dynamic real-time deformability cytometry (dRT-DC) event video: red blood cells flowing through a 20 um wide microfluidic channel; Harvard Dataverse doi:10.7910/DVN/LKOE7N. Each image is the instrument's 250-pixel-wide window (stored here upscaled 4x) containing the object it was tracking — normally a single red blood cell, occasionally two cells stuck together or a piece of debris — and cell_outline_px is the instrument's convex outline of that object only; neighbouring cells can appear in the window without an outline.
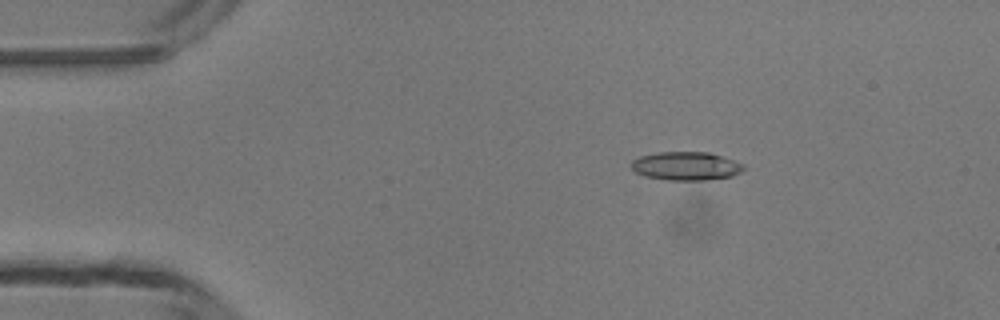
{"species": "common noctule bat (a hibernating species)", "species_latin": "Nyctalus noctula", "temperature_condition": "room temperature", "stored_images_in_passage": 5, "camera_frame_rate_fps": 3000, "um_per_image_px": 0.085, "animal": {"sex": "male", "body_mass_g": 13.3}, "frame": {"image": 1, "passage_image": 3, "time_ms": 2.333, "image_size_px": [1000, 320], "cell_outline_px": [[744, 168], [740, 172], [732, 176], [708, 180], [664, 180], [644, 176], [636, 172], [632, 168], [632, 160], [640, 156], [660, 152], [708, 152], [744, 164]], "centroid_in_image_um": [58.3, 14.12], "position_along_channel_um": 26.7, "area_um2": 18.55}}
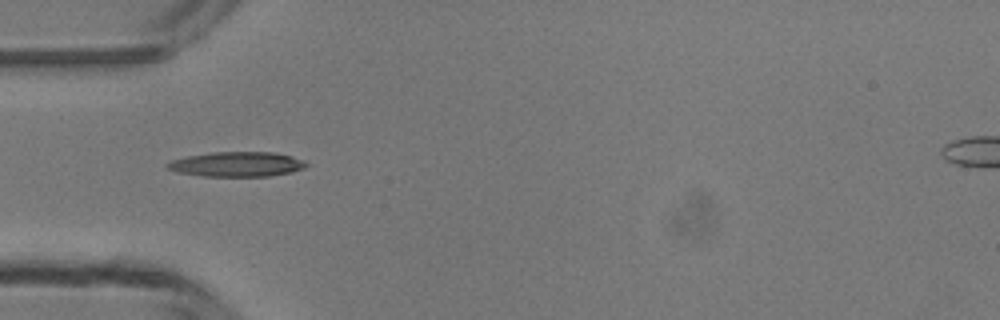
{"frame": {"image": 2, "passage_image": 5, "time_ms": 4.667, "image_size_px": [1000, 320], "cell_outline_px": [[308, 164], [304, 168], [292, 172], [268, 176], [204, 176], [176, 172], [168, 168], [164, 164], [172, 160], [188, 156], [212, 152], [272, 152], [304, 160]], "centroid_in_image_um": [20.12, 13.96], "position_along_channel_um": 64.9, "area_um2": 19.94}}